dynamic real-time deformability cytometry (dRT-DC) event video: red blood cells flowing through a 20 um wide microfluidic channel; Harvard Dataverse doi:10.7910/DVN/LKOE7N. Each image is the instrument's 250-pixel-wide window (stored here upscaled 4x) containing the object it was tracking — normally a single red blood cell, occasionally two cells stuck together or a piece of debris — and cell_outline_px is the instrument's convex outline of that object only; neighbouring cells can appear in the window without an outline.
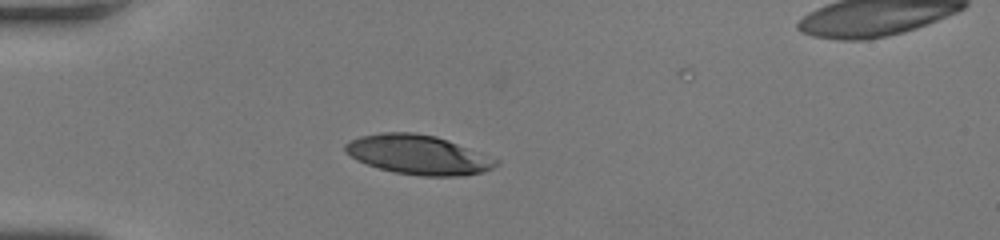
{"species": "human", "species_latin": "Homo sapiens", "temperature_condition": "room temperature", "stored_images_in_passage": 36, "camera_frame_rate_fps": 3000, "um_per_image_px": 0.085, "donor": {"sex": "female"}, "frame": {"image": 1, "passage_image": 1, "time_ms": 0.0, "image_size_px": [1000, 240], "cell_outline_px": [[500, 164], [484, 172], [460, 176], [420, 176], [392, 172], [356, 160], [344, 152], [344, 144], [360, 136], [380, 132], [416, 132], [436, 136], [500, 160]], "centroid_in_image_um": [35.54, 13.15], "position_along_channel_um": 49.5, "area_um2": 34.68}}
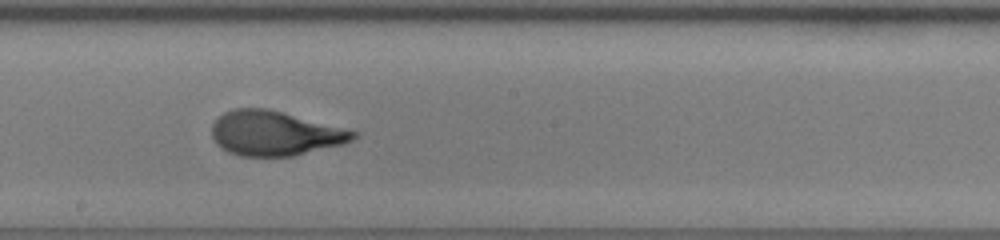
{"frame": {"image": 2, "passage_image": 15, "time_ms": 4.667, "image_size_px": [1000, 240], "cell_outline_px": [[360, 132], [352, 140], [344, 144], [292, 156], [240, 156], [228, 152], [220, 148], [216, 144], [212, 136], [212, 124], [224, 112], [232, 108], [268, 108]], "centroid_in_image_um": [23.35, 11.33], "position_along_channel_um": 224.9, "area_um2": 36.88}}
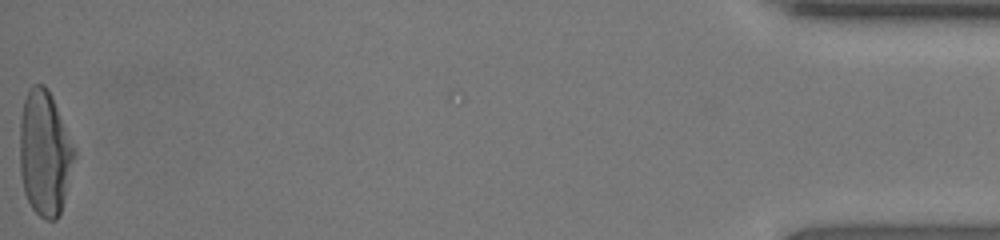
{"frame": {"image": 3, "passage_image": 36, "time_ms": 11.667, "image_size_px": [1000, 240], "cell_outline_px": [[76, 156], [60, 212], [56, 220], [44, 220], [32, 208], [24, 192], [20, 172], [20, 116], [24, 100], [32, 84], [44, 84], [48, 88], [52, 96], [76, 152]], "centroid_in_image_um": [3.79, 13.01], "position_along_channel_um": 431.4, "area_um2": 39.59}, "authors_computed_cell_mechanics": {"area_um2": 37.1943, "velocity_mm_per_s": 4.2743, "shape_relaxation_time_tau1_ms": 3.8244, "shape_relaxation_time_tau2_ms": 0.6863, "deformation_change_tau1": 0.2017, "deformation_change_tau2": 0.0781}}